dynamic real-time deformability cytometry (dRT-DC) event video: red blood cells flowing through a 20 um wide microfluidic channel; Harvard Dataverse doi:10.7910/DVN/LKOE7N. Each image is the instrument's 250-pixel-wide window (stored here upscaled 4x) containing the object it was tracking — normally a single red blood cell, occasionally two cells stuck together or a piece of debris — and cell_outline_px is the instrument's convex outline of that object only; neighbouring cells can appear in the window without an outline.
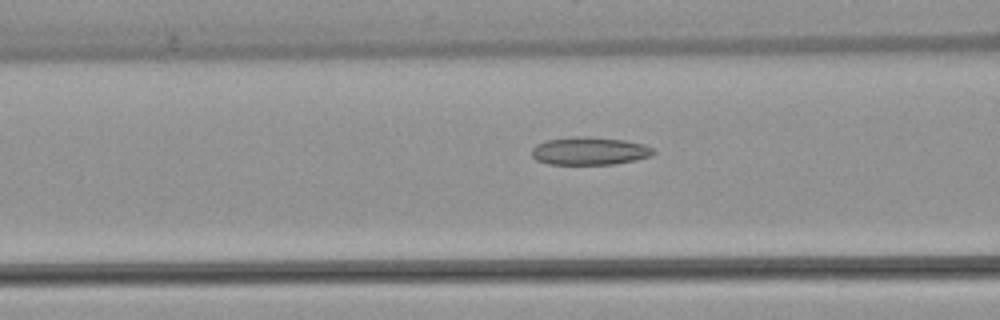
{"species": "common noctule bat (a hibernating species)", "species_latin": "Nyctalus noctula", "temperature_condition": "warm", "stored_images_in_passage": 38, "camera_frame_rate_fps": 3000, "um_per_image_px": 0.085, "animal": {"sex": "female", "body_mass_g": 22.7, "forearm_length_mm": 54.2}, "frame": {"image": 1, "passage_image": 16, "time_ms": 5.0, "image_size_px": [1000, 320], "cell_outline_px": [[656, 152], [652, 156], [636, 160], [612, 164], [548, 164], [536, 160], [532, 156], [532, 148], [536, 144], [548, 140], [572, 136], [588, 136], [624, 140], [644, 144], [652, 148]], "centroid_in_image_um": [50.12, 12.83], "position_along_channel_um": 116.5, "area_um2": 19.88}}
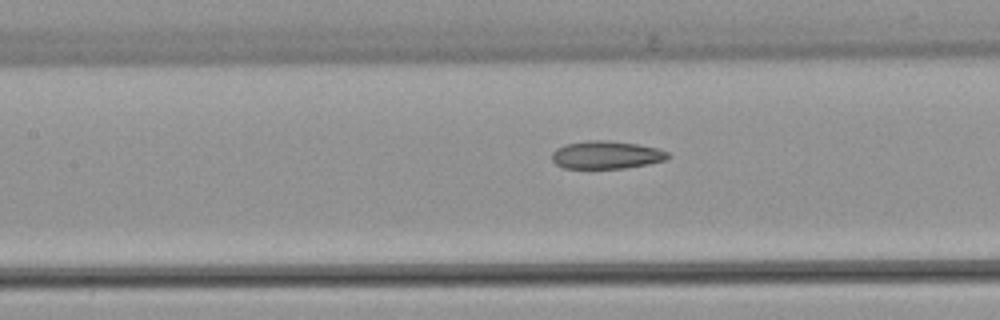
{"frame": {"image": 2, "passage_image": 19, "time_ms": 6.0, "image_size_px": [1000, 320], "cell_outline_px": [[672, 156], [664, 160], [648, 164], [624, 168], [564, 168], [556, 164], [552, 160], [552, 152], [556, 148], [564, 144], [588, 140], [604, 140], [636, 144], [660, 148], [668, 152]], "centroid_in_image_um": [51.54, 13.16], "position_along_channel_um": 155.9, "area_um2": 18.9}}
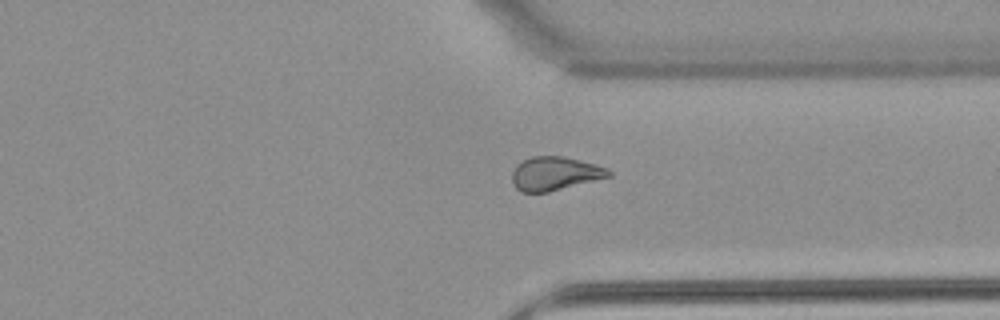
{"frame": {"image": 3, "passage_image": 35, "time_ms": 11.333, "image_size_px": [1000, 320], "cell_outline_px": [[612, 176], [548, 192], [520, 192], [516, 188], [512, 180], [512, 172], [516, 164], [532, 156], [564, 156], [596, 164], [608, 168], [612, 172]], "centroid_in_image_um": [47.18, 14.75], "position_along_channel_um": 364.2, "area_um2": 19.02}}